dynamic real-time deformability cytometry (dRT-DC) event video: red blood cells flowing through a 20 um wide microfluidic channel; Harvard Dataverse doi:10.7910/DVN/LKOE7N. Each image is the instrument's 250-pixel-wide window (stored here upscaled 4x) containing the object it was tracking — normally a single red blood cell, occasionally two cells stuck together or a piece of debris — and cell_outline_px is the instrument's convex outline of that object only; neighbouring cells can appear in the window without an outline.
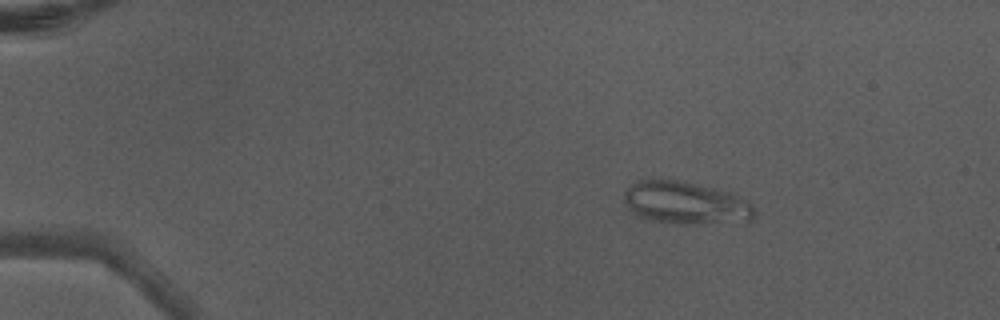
{"species": "Egyptian fruit bat (a non-hibernating species)", "species_latin": "Rousettus aegyptiacus", "temperature_condition": "warm", "stored_images_in_passage": 5, "camera_frame_rate_fps": 3000, "um_per_image_px": 0.085, "animal": {"sex": "male"}, "frame": {"image": 1, "passage_image": 3, "time_ms": 0.667, "image_size_px": [1000, 320], "cell_outline_px": [[756, 216], [748, 224], [672, 224], [652, 220], [640, 216], [632, 212], [624, 200], [624, 192], [636, 180], [676, 180], [732, 192], [740, 196], [752, 204], [756, 212]], "centroid_in_image_um": [58.4, 17.3], "position_along_channel_um": 26.6, "area_um2": 33.0}}